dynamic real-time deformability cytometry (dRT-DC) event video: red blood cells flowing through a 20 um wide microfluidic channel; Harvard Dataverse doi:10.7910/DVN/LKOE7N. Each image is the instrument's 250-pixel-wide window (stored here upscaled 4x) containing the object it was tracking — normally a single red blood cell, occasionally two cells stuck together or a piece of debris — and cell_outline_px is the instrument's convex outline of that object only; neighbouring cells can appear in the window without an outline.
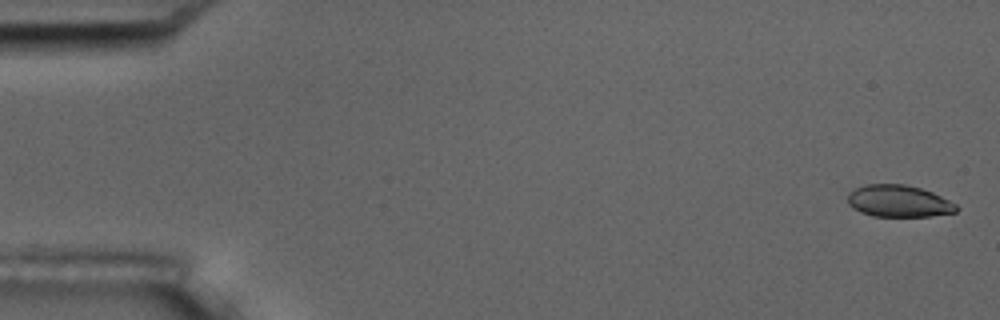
{"species": "common noctule bat (a hibernating species)", "species_latin": "Nyctalus noctula", "temperature_condition": "room temperature", "stored_images_in_passage": 3, "camera_frame_rate_fps": 3000, "um_per_image_px": 0.085, "animal": {"sex": "male", "body_mass_g": 17.5, "forearm_length_mm": 52.3}, "frame": {"image": 1, "passage_image": 1, "time_ms": 0.0, "image_size_px": [1000, 320], "cell_outline_px": [[960, 208], [956, 212], [932, 216], [872, 216], [860, 212], [852, 208], [848, 204], [848, 192], [856, 188], [868, 184], [904, 184], [920, 188], [932, 192], [956, 204]], "centroid_in_image_um": [76.38, 17.1], "position_along_channel_um": 8.6, "area_um2": 20.23}}